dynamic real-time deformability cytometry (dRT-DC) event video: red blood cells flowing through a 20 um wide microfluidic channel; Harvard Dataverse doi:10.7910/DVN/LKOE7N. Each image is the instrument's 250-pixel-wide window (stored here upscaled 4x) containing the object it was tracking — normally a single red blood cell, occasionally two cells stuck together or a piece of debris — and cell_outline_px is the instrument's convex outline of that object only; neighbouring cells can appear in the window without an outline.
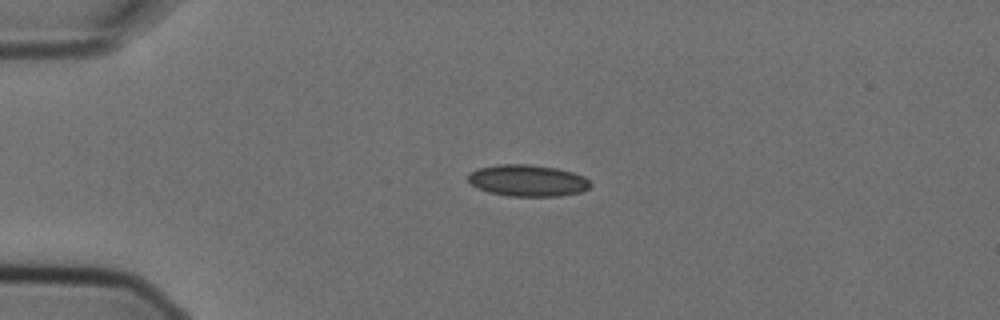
{"species": "Egyptian fruit bat (a non-hibernating species)", "species_latin": "Rousettus aegyptiacus", "temperature_condition": "cold", "stored_images_in_passage": 2, "camera_frame_rate_fps": 3000, "um_per_image_px": 0.085, "animal": {"sex": "female"}, "frame": {"image": 1, "passage_image": 1, "time_ms": 0.0, "image_size_px": [1000, 320], "cell_outline_px": [[592, 184], [588, 188], [580, 192], [556, 196], [512, 196], [488, 192], [476, 188], [468, 180], [468, 172], [476, 168], [496, 164], [528, 164], [556, 168], [572, 172], [584, 176]], "centroid_in_image_um": [44.8, 15.33], "position_along_channel_um": 40.2, "area_um2": 22.6}}